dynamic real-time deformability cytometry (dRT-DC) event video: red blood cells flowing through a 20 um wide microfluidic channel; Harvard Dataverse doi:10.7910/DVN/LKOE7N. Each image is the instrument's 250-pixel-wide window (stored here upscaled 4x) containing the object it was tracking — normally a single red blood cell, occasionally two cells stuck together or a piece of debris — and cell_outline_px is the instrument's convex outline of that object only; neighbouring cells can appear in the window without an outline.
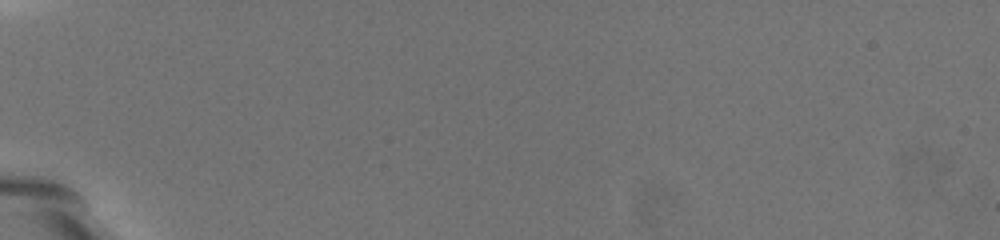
{"species": "common noctule bat (a hibernating species)", "species_latin": "Nyctalus noctula", "temperature_condition": "warm", "stored_images_in_passage": 3, "camera_frame_rate_fps": 3000, "um_per_image_px": 0.085, "animal": {"sex": "female", "body_mass_g": 19.5, "forearm_length_mm": 54.1}, "frame": {"image": 1, "passage_image": 1, "time_ms": 0.0, "image_size_px": [1000, 240], "cell_outline_px": [[224, 176], [204, 176], [140, 120], [124, 92], [120, 80], [132, 76], [216, 148], [224, 168]], "centroid_in_image_um": [14.71, 10.99], "position_along_channel_um": 70.3, "area_um2": 24.74}}